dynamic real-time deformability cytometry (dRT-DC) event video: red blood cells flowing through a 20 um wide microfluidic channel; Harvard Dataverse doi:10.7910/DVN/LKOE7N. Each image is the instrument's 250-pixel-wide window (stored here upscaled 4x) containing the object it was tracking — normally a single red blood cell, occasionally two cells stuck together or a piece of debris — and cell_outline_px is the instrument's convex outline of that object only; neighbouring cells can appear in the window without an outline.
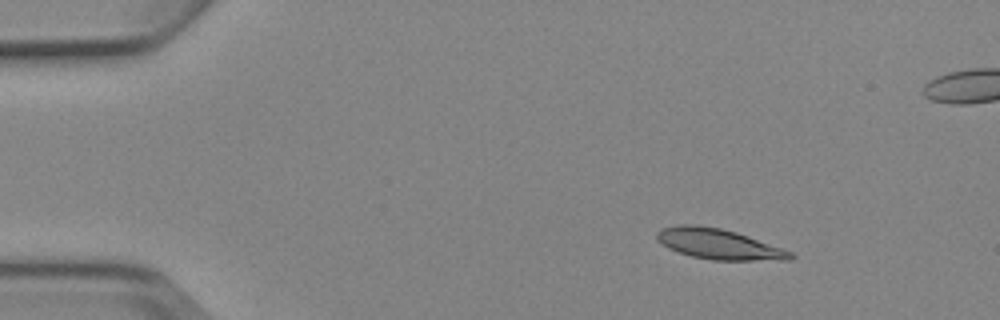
{"species": "Egyptian fruit bat (a non-hibernating species)", "species_latin": "Rousettus aegyptiacus", "temperature_condition": "cold", "stored_images_in_passage": 4, "camera_frame_rate_fps": 3000, "um_per_image_px": 0.085, "animal": {"sex": "female"}, "frame": {"image": 1, "passage_image": 1, "time_ms": 0.0, "image_size_px": [1000, 320], "cell_outline_px": [[796, 256], [792, 260], [712, 260], [692, 256], [668, 248], [656, 240], [656, 232], [660, 228], [680, 224], [696, 224], [720, 228], [736, 232], [748, 236], [792, 252]], "centroid_in_image_um": [61.07, 20.74], "position_along_channel_um": 23.9, "area_um2": 23.7}}